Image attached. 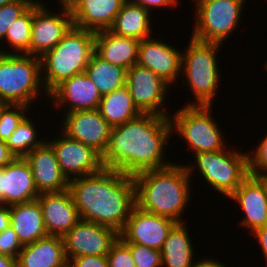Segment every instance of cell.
<instances>
[{
	"instance_id": "6da1fadb",
	"label": "cell",
	"mask_w": 267,
	"mask_h": 267,
	"mask_svg": "<svg viewBox=\"0 0 267 267\" xmlns=\"http://www.w3.org/2000/svg\"><path fill=\"white\" fill-rule=\"evenodd\" d=\"M172 137L169 116L140 114L113 127L107 148L101 156L104 168L126 175L172 165L166 158V145ZM167 160V161H166Z\"/></svg>"
},
{
	"instance_id": "7a4b0ae2",
	"label": "cell",
	"mask_w": 267,
	"mask_h": 267,
	"mask_svg": "<svg viewBox=\"0 0 267 267\" xmlns=\"http://www.w3.org/2000/svg\"><path fill=\"white\" fill-rule=\"evenodd\" d=\"M69 191L80 219L120 233L136 205L132 175L103 168L100 172L69 181Z\"/></svg>"
},
{
	"instance_id": "3957f363",
	"label": "cell",
	"mask_w": 267,
	"mask_h": 267,
	"mask_svg": "<svg viewBox=\"0 0 267 267\" xmlns=\"http://www.w3.org/2000/svg\"><path fill=\"white\" fill-rule=\"evenodd\" d=\"M133 179L136 206L177 223L187 221L183 219L184 210L191 202L193 185L185 163L174 162L162 169L142 171L133 175Z\"/></svg>"
},
{
	"instance_id": "277c9868",
	"label": "cell",
	"mask_w": 267,
	"mask_h": 267,
	"mask_svg": "<svg viewBox=\"0 0 267 267\" xmlns=\"http://www.w3.org/2000/svg\"><path fill=\"white\" fill-rule=\"evenodd\" d=\"M95 34L73 26L41 59V78L48 95L64 80L84 73L95 52Z\"/></svg>"
},
{
	"instance_id": "5b68a950",
	"label": "cell",
	"mask_w": 267,
	"mask_h": 267,
	"mask_svg": "<svg viewBox=\"0 0 267 267\" xmlns=\"http://www.w3.org/2000/svg\"><path fill=\"white\" fill-rule=\"evenodd\" d=\"M221 45L202 42L190 36L188 46L182 50L181 79L186 81L183 79L181 84L182 88L186 86L190 89L196 101L191 100L184 105L212 106L214 103L222 78L218 66L220 60H217Z\"/></svg>"
},
{
	"instance_id": "8992f818",
	"label": "cell",
	"mask_w": 267,
	"mask_h": 267,
	"mask_svg": "<svg viewBox=\"0 0 267 267\" xmlns=\"http://www.w3.org/2000/svg\"><path fill=\"white\" fill-rule=\"evenodd\" d=\"M40 94L49 98L42 83L41 59L28 54L0 53V103L31 108Z\"/></svg>"
},
{
	"instance_id": "52a82bcc",
	"label": "cell",
	"mask_w": 267,
	"mask_h": 267,
	"mask_svg": "<svg viewBox=\"0 0 267 267\" xmlns=\"http://www.w3.org/2000/svg\"><path fill=\"white\" fill-rule=\"evenodd\" d=\"M227 146L221 151L200 152L194 154V164L185 167L191 179L196 170L203 178V183L211 190L229 198L249 175L248 152L233 150ZM230 148V149H229ZM198 168V169H197Z\"/></svg>"
},
{
	"instance_id": "ba28073f",
	"label": "cell",
	"mask_w": 267,
	"mask_h": 267,
	"mask_svg": "<svg viewBox=\"0 0 267 267\" xmlns=\"http://www.w3.org/2000/svg\"><path fill=\"white\" fill-rule=\"evenodd\" d=\"M213 106L183 105L169 115L172 134L182 137L192 154L221 151L228 146L222 128L211 114Z\"/></svg>"
},
{
	"instance_id": "9c48e42d",
	"label": "cell",
	"mask_w": 267,
	"mask_h": 267,
	"mask_svg": "<svg viewBox=\"0 0 267 267\" xmlns=\"http://www.w3.org/2000/svg\"><path fill=\"white\" fill-rule=\"evenodd\" d=\"M248 0H194L196 15L191 37L202 41L224 44L239 26ZM241 17V18H240Z\"/></svg>"
},
{
	"instance_id": "30bf717a",
	"label": "cell",
	"mask_w": 267,
	"mask_h": 267,
	"mask_svg": "<svg viewBox=\"0 0 267 267\" xmlns=\"http://www.w3.org/2000/svg\"><path fill=\"white\" fill-rule=\"evenodd\" d=\"M46 5L42 0H36L33 4L29 55L39 58L54 48L74 26L68 3H59L61 10L59 8L57 12Z\"/></svg>"
},
{
	"instance_id": "8fae6325",
	"label": "cell",
	"mask_w": 267,
	"mask_h": 267,
	"mask_svg": "<svg viewBox=\"0 0 267 267\" xmlns=\"http://www.w3.org/2000/svg\"><path fill=\"white\" fill-rule=\"evenodd\" d=\"M126 86L141 114L170 115L166 100L171 86L150 69L133 65L126 72Z\"/></svg>"
},
{
	"instance_id": "7c38bea8",
	"label": "cell",
	"mask_w": 267,
	"mask_h": 267,
	"mask_svg": "<svg viewBox=\"0 0 267 267\" xmlns=\"http://www.w3.org/2000/svg\"><path fill=\"white\" fill-rule=\"evenodd\" d=\"M60 132L58 138L46 140L54 150L61 171L68 181L98 173L104 168L101 155L92 147L68 137L61 130Z\"/></svg>"
},
{
	"instance_id": "4fadbf2b",
	"label": "cell",
	"mask_w": 267,
	"mask_h": 267,
	"mask_svg": "<svg viewBox=\"0 0 267 267\" xmlns=\"http://www.w3.org/2000/svg\"><path fill=\"white\" fill-rule=\"evenodd\" d=\"M118 237L119 233L110 227L80 219L62 237L66 258L107 255Z\"/></svg>"
},
{
	"instance_id": "5bb4252c",
	"label": "cell",
	"mask_w": 267,
	"mask_h": 267,
	"mask_svg": "<svg viewBox=\"0 0 267 267\" xmlns=\"http://www.w3.org/2000/svg\"><path fill=\"white\" fill-rule=\"evenodd\" d=\"M174 220L156 215L134 206L119 238L124 243H135L161 251Z\"/></svg>"
},
{
	"instance_id": "9a60e30c",
	"label": "cell",
	"mask_w": 267,
	"mask_h": 267,
	"mask_svg": "<svg viewBox=\"0 0 267 267\" xmlns=\"http://www.w3.org/2000/svg\"><path fill=\"white\" fill-rule=\"evenodd\" d=\"M64 115L60 126L57 129L65 133L68 137L78 140L83 144L92 147L101 156L104 154L112 127L101 116L98 109L83 110Z\"/></svg>"
},
{
	"instance_id": "2e32d148",
	"label": "cell",
	"mask_w": 267,
	"mask_h": 267,
	"mask_svg": "<svg viewBox=\"0 0 267 267\" xmlns=\"http://www.w3.org/2000/svg\"><path fill=\"white\" fill-rule=\"evenodd\" d=\"M169 42L154 38V36L140 41L138 62L139 66L153 71L171 87L181 79L182 52Z\"/></svg>"
},
{
	"instance_id": "e0dca14e",
	"label": "cell",
	"mask_w": 267,
	"mask_h": 267,
	"mask_svg": "<svg viewBox=\"0 0 267 267\" xmlns=\"http://www.w3.org/2000/svg\"><path fill=\"white\" fill-rule=\"evenodd\" d=\"M244 214L240 223L250 233L267 225V181L264 177L248 175L229 197Z\"/></svg>"
},
{
	"instance_id": "ac0fdd59",
	"label": "cell",
	"mask_w": 267,
	"mask_h": 267,
	"mask_svg": "<svg viewBox=\"0 0 267 267\" xmlns=\"http://www.w3.org/2000/svg\"><path fill=\"white\" fill-rule=\"evenodd\" d=\"M101 98L98 88L85 72L64 80L49 94L50 104L56 106L54 110L64 108L65 113L96 110Z\"/></svg>"
},
{
	"instance_id": "d6986e66",
	"label": "cell",
	"mask_w": 267,
	"mask_h": 267,
	"mask_svg": "<svg viewBox=\"0 0 267 267\" xmlns=\"http://www.w3.org/2000/svg\"><path fill=\"white\" fill-rule=\"evenodd\" d=\"M39 193L25 158H15L0 168V204L13 205L36 200Z\"/></svg>"
},
{
	"instance_id": "ffe728a7",
	"label": "cell",
	"mask_w": 267,
	"mask_h": 267,
	"mask_svg": "<svg viewBox=\"0 0 267 267\" xmlns=\"http://www.w3.org/2000/svg\"><path fill=\"white\" fill-rule=\"evenodd\" d=\"M24 158L33 173L34 184L39 194L69 189V181L62 173L54 150L47 140Z\"/></svg>"
},
{
	"instance_id": "44dd1931",
	"label": "cell",
	"mask_w": 267,
	"mask_h": 267,
	"mask_svg": "<svg viewBox=\"0 0 267 267\" xmlns=\"http://www.w3.org/2000/svg\"><path fill=\"white\" fill-rule=\"evenodd\" d=\"M37 200L42 209L48 235L63 237L80 220L69 189L61 192L41 193Z\"/></svg>"
},
{
	"instance_id": "7402d4cb",
	"label": "cell",
	"mask_w": 267,
	"mask_h": 267,
	"mask_svg": "<svg viewBox=\"0 0 267 267\" xmlns=\"http://www.w3.org/2000/svg\"><path fill=\"white\" fill-rule=\"evenodd\" d=\"M126 0H70L73 24L94 33L109 30Z\"/></svg>"
},
{
	"instance_id": "603a6c76",
	"label": "cell",
	"mask_w": 267,
	"mask_h": 267,
	"mask_svg": "<svg viewBox=\"0 0 267 267\" xmlns=\"http://www.w3.org/2000/svg\"><path fill=\"white\" fill-rule=\"evenodd\" d=\"M140 41L118 36L109 30L95 34V53L110 64L128 70L138 62Z\"/></svg>"
},
{
	"instance_id": "cb8c5ba5",
	"label": "cell",
	"mask_w": 267,
	"mask_h": 267,
	"mask_svg": "<svg viewBox=\"0 0 267 267\" xmlns=\"http://www.w3.org/2000/svg\"><path fill=\"white\" fill-rule=\"evenodd\" d=\"M10 226L23 246L48 236L37 199L10 205Z\"/></svg>"
},
{
	"instance_id": "d4e9b609",
	"label": "cell",
	"mask_w": 267,
	"mask_h": 267,
	"mask_svg": "<svg viewBox=\"0 0 267 267\" xmlns=\"http://www.w3.org/2000/svg\"><path fill=\"white\" fill-rule=\"evenodd\" d=\"M66 259L62 237L48 235L23 246L17 267H55Z\"/></svg>"
},
{
	"instance_id": "484cf974",
	"label": "cell",
	"mask_w": 267,
	"mask_h": 267,
	"mask_svg": "<svg viewBox=\"0 0 267 267\" xmlns=\"http://www.w3.org/2000/svg\"><path fill=\"white\" fill-rule=\"evenodd\" d=\"M151 13L141 5L125 1L109 31L139 41L153 36Z\"/></svg>"
},
{
	"instance_id": "4316f807",
	"label": "cell",
	"mask_w": 267,
	"mask_h": 267,
	"mask_svg": "<svg viewBox=\"0 0 267 267\" xmlns=\"http://www.w3.org/2000/svg\"><path fill=\"white\" fill-rule=\"evenodd\" d=\"M186 222L176 223L161 249L162 267H190L194 260V245Z\"/></svg>"
},
{
	"instance_id": "83f0119b",
	"label": "cell",
	"mask_w": 267,
	"mask_h": 267,
	"mask_svg": "<svg viewBox=\"0 0 267 267\" xmlns=\"http://www.w3.org/2000/svg\"><path fill=\"white\" fill-rule=\"evenodd\" d=\"M98 110L112 128L133 120L141 114L133 104L126 85L102 96Z\"/></svg>"
},
{
	"instance_id": "f1b7e54d",
	"label": "cell",
	"mask_w": 267,
	"mask_h": 267,
	"mask_svg": "<svg viewBox=\"0 0 267 267\" xmlns=\"http://www.w3.org/2000/svg\"><path fill=\"white\" fill-rule=\"evenodd\" d=\"M98 88L102 96L126 85L127 70L121 66L110 64L95 52L84 71Z\"/></svg>"
},
{
	"instance_id": "f546056e",
	"label": "cell",
	"mask_w": 267,
	"mask_h": 267,
	"mask_svg": "<svg viewBox=\"0 0 267 267\" xmlns=\"http://www.w3.org/2000/svg\"><path fill=\"white\" fill-rule=\"evenodd\" d=\"M27 114L17 126L16 130L12 133L10 138L6 141L8 148L16 158H24L36 147L42 145L45 141L43 137L39 136V130L34 124L36 121L30 118ZM34 121V122H33Z\"/></svg>"
},
{
	"instance_id": "4dcf8cb0",
	"label": "cell",
	"mask_w": 267,
	"mask_h": 267,
	"mask_svg": "<svg viewBox=\"0 0 267 267\" xmlns=\"http://www.w3.org/2000/svg\"><path fill=\"white\" fill-rule=\"evenodd\" d=\"M33 20V5L18 19H16L11 26L8 27L7 34L2 40L5 41L8 49L0 48V53L3 54H28L31 42V30ZM10 45V46H9ZM13 50V51H12Z\"/></svg>"
},
{
	"instance_id": "1f68e13d",
	"label": "cell",
	"mask_w": 267,
	"mask_h": 267,
	"mask_svg": "<svg viewBox=\"0 0 267 267\" xmlns=\"http://www.w3.org/2000/svg\"><path fill=\"white\" fill-rule=\"evenodd\" d=\"M26 105L2 104L0 106V140L7 141L22 119L32 111Z\"/></svg>"
},
{
	"instance_id": "d6a6232c",
	"label": "cell",
	"mask_w": 267,
	"mask_h": 267,
	"mask_svg": "<svg viewBox=\"0 0 267 267\" xmlns=\"http://www.w3.org/2000/svg\"><path fill=\"white\" fill-rule=\"evenodd\" d=\"M36 0H16L0 7V43L5 38L8 27L24 14Z\"/></svg>"
},
{
	"instance_id": "836d02e7",
	"label": "cell",
	"mask_w": 267,
	"mask_h": 267,
	"mask_svg": "<svg viewBox=\"0 0 267 267\" xmlns=\"http://www.w3.org/2000/svg\"><path fill=\"white\" fill-rule=\"evenodd\" d=\"M131 250L136 267H162L161 251L135 243H125Z\"/></svg>"
},
{
	"instance_id": "e575fe53",
	"label": "cell",
	"mask_w": 267,
	"mask_h": 267,
	"mask_svg": "<svg viewBox=\"0 0 267 267\" xmlns=\"http://www.w3.org/2000/svg\"><path fill=\"white\" fill-rule=\"evenodd\" d=\"M254 151V152H253ZM249 174L256 177L267 176V134L258 146L248 151Z\"/></svg>"
},
{
	"instance_id": "d590c367",
	"label": "cell",
	"mask_w": 267,
	"mask_h": 267,
	"mask_svg": "<svg viewBox=\"0 0 267 267\" xmlns=\"http://www.w3.org/2000/svg\"><path fill=\"white\" fill-rule=\"evenodd\" d=\"M108 267H136L130 248L118 237L106 255Z\"/></svg>"
},
{
	"instance_id": "8d00e7d4",
	"label": "cell",
	"mask_w": 267,
	"mask_h": 267,
	"mask_svg": "<svg viewBox=\"0 0 267 267\" xmlns=\"http://www.w3.org/2000/svg\"><path fill=\"white\" fill-rule=\"evenodd\" d=\"M23 245L18 239L14 229L9 226L4 231L0 232V253L14 258H17Z\"/></svg>"
},
{
	"instance_id": "74e56055",
	"label": "cell",
	"mask_w": 267,
	"mask_h": 267,
	"mask_svg": "<svg viewBox=\"0 0 267 267\" xmlns=\"http://www.w3.org/2000/svg\"><path fill=\"white\" fill-rule=\"evenodd\" d=\"M70 261L72 267H108V261L106 255L79 256L72 258Z\"/></svg>"
},
{
	"instance_id": "f35d334b",
	"label": "cell",
	"mask_w": 267,
	"mask_h": 267,
	"mask_svg": "<svg viewBox=\"0 0 267 267\" xmlns=\"http://www.w3.org/2000/svg\"><path fill=\"white\" fill-rule=\"evenodd\" d=\"M128 2L141 5L145 9H147L151 14L155 8H168V7H177V3L179 4V0H126ZM154 8V9H153Z\"/></svg>"
},
{
	"instance_id": "ab89813d",
	"label": "cell",
	"mask_w": 267,
	"mask_h": 267,
	"mask_svg": "<svg viewBox=\"0 0 267 267\" xmlns=\"http://www.w3.org/2000/svg\"><path fill=\"white\" fill-rule=\"evenodd\" d=\"M253 237H255V239L258 241L259 244V248H261V252L262 255L264 257V261L266 263V267H267V225L264 227H260L255 229L252 232Z\"/></svg>"
},
{
	"instance_id": "60d3db41",
	"label": "cell",
	"mask_w": 267,
	"mask_h": 267,
	"mask_svg": "<svg viewBox=\"0 0 267 267\" xmlns=\"http://www.w3.org/2000/svg\"><path fill=\"white\" fill-rule=\"evenodd\" d=\"M15 158L14 154L8 148L6 141L0 140V168H4Z\"/></svg>"
},
{
	"instance_id": "b9f144b4",
	"label": "cell",
	"mask_w": 267,
	"mask_h": 267,
	"mask_svg": "<svg viewBox=\"0 0 267 267\" xmlns=\"http://www.w3.org/2000/svg\"><path fill=\"white\" fill-rule=\"evenodd\" d=\"M10 226V206L0 204V232Z\"/></svg>"
},
{
	"instance_id": "7bdbcfd3",
	"label": "cell",
	"mask_w": 267,
	"mask_h": 267,
	"mask_svg": "<svg viewBox=\"0 0 267 267\" xmlns=\"http://www.w3.org/2000/svg\"><path fill=\"white\" fill-rule=\"evenodd\" d=\"M227 265L224 264L223 262L220 263V260H215V259H212V258H202L200 260H196L192 263V265L190 267H228V266H225Z\"/></svg>"
},
{
	"instance_id": "ee69618b",
	"label": "cell",
	"mask_w": 267,
	"mask_h": 267,
	"mask_svg": "<svg viewBox=\"0 0 267 267\" xmlns=\"http://www.w3.org/2000/svg\"><path fill=\"white\" fill-rule=\"evenodd\" d=\"M0 267H17V258L0 253Z\"/></svg>"
},
{
	"instance_id": "f6af8a7d",
	"label": "cell",
	"mask_w": 267,
	"mask_h": 267,
	"mask_svg": "<svg viewBox=\"0 0 267 267\" xmlns=\"http://www.w3.org/2000/svg\"><path fill=\"white\" fill-rule=\"evenodd\" d=\"M55 267H72L71 261L69 259H66L63 263H61L58 266Z\"/></svg>"
},
{
	"instance_id": "bcb514c9",
	"label": "cell",
	"mask_w": 267,
	"mask_h": 267,
	"mask_svg": "<svg viewBox=\"0 0 267 267\" xmlns=\"http://www.w3.org/2000/svg\"><path fill=\"white\" fill-rule=\"evenodd\" d=\"M14 1H16V0H0V7L7 5V4H10V3H13Z\"/></svg>"
},
{
	"instance_id": "7dc6e473",
	"label": "cell",
	"mask_w": 267,
	"mask_h": 267,
	"mask_svg": "<svg viewBox=\"0 0 267 267\" xmlns=\"http://www.w3.org/2000/svg\"><path fill=\"white\" fill-rule=\"evenodd\" d=\"M58 3H68L70 0H56Z\"/></svg>"
},
{
	"instance_id": "c3c4849f",
	"label": "cell",
	"mask_w": 267,
	"mask_h": 267,
	"mask_svg": "<svg viewBox=\"0 0 267 267\" xmlns=\"http://www.w3.org/2000/svg\"><path fill=\"white\" fill-rule=\"evenodd\" d=\"M264 70L267 72V61L264 62Z\"/></svg>"
}]
</instances>
